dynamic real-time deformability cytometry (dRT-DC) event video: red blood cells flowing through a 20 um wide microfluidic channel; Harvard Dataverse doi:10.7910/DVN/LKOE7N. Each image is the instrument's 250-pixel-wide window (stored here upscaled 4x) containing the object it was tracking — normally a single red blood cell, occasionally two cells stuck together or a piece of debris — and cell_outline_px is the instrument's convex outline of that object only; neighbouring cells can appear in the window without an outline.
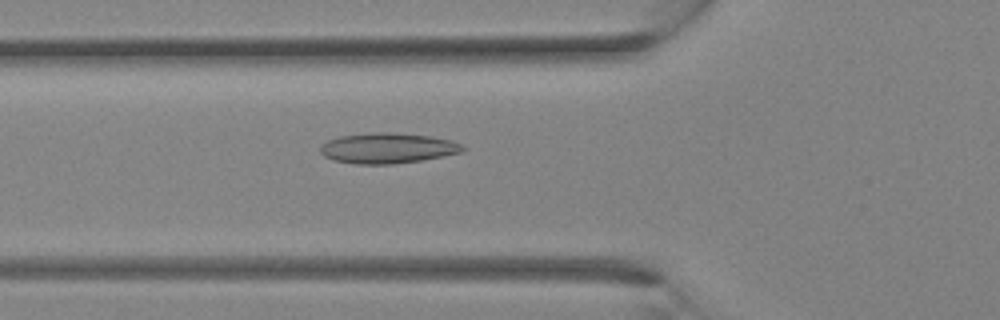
{"species": "Egyptian fruit bat (a non-hibernating species)", "species_latin": "Rousettus aegyptiacus", "temperature_condition": "room temperature", "stored_images_in_passage": 34, "camera_frame_rate_fps": 3000, "um_per_image_px": 0.085, "animal": {"sex": "female"}, "frame": {"image": 1, "passage_image": 12, "time_ms": 3.667, "image_size_px": [1000, 320], "cell_outline_px": [[468, 148], [460, 152], [444, 156], [420, 160], [392, 164], [356, 164], [332, 160], [324, 156], [320, 152], [320, 148], [328, 140], [340, 136], [380, 132], [428, 136], [452, 140]], "centroid_in_image_um": [32.94, 12.6], "position_along_channel_um": 92.9, "area_um2": 24.91}}
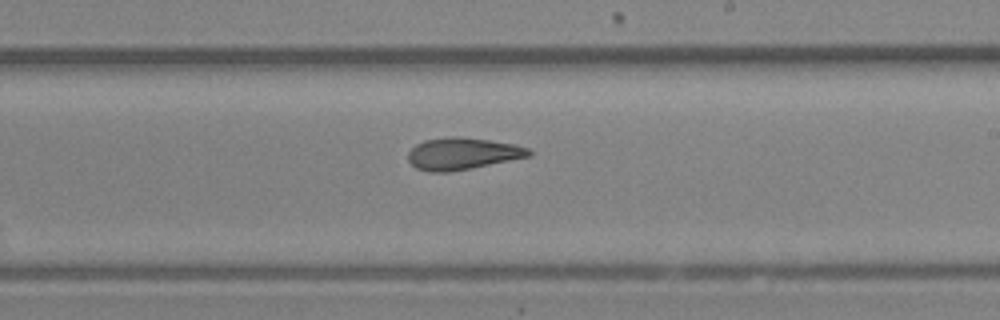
{"frame": {"image": 2, "passage_image": 20, "time_ms": 6.333, "image_size_px": [1000, 320], "cell_outline_px": [[532, 156], [448, 172], [428, 172], [416, 168], [408, 160], [408, 152], [416, 144], [424, 140], [452, 136], [460, 136], [516, 144], [528, 148], [532, 152]], "centroid_in_image_um": [39.3, 13.05], "position_along_channel_um": 249.7, "area_um2": 22.43}}
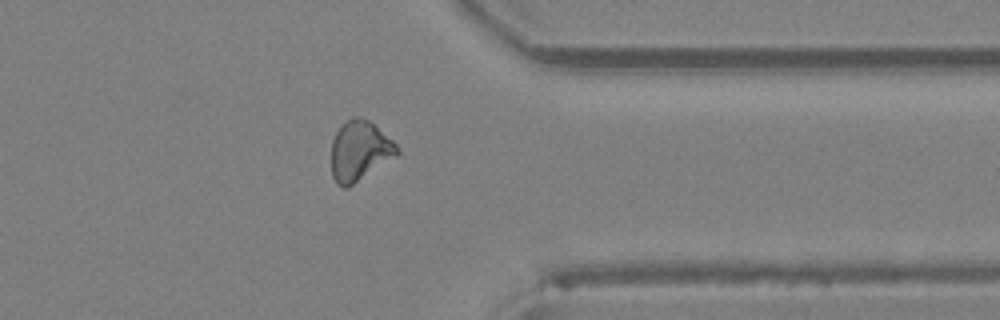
{"frame": {"image": 3, "passage_image": 27, "time_ms": 8.667, "image_size_px": [1000, 320], "cell_outline_px": [[400, 152], [396, 156], [348, 188], [344, 188], [336, 184], [332, 176], [332, 140], [336, 132], [352, 116], [360, 116], [368, 120], [392, 140], [400, 148]], "centroid_in_image_um": [30.56, 12.84], "position_along_channel_um": 380.8, "area_um2": 22.83}}